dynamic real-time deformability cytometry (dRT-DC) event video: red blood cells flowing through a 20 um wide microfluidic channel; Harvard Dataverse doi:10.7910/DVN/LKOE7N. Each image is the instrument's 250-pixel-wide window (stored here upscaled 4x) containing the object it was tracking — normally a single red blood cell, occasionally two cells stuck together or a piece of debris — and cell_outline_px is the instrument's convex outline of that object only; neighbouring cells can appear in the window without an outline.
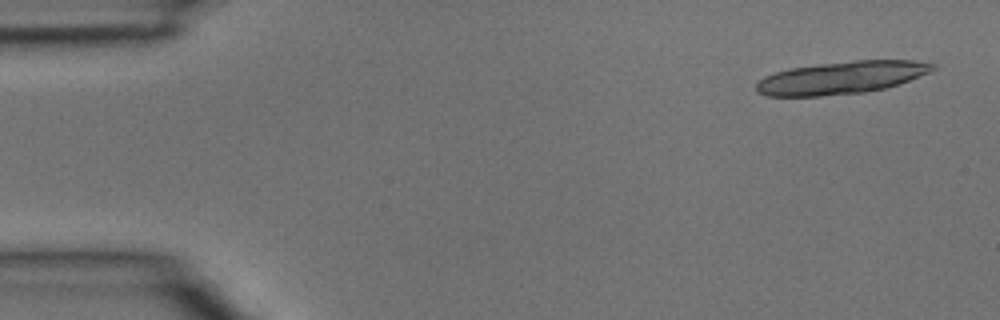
{"species": "common noctule bat (a hibernating species)", "species_latin": "Nyctalus noctula", "temperature_condition": "room temperature", "stored_images_in_passage": 5, "camera_frame_rate_fps": 3000, "um_per_image_px": 0.085, "animal": {"sex": "male", "body_mass_g": 15.6}, "frame": {"image": 1, "passage_image": 1, "time_ms": 0.0, "image_size_px": [1000, 320], "cell_outline_px": [[936, 68], [932, 72], [884, 88], [864, 92], [820, 96], [768, 96], [756, 92], [756, 84], [764, 76], [788, 68], [820, 64], [856, 60], [912, 60], [936, 64]], "centroid_in_image_um": [71.51, 6.6], "position_along_channel_um": 13.5, "area_um2": 33.35}}